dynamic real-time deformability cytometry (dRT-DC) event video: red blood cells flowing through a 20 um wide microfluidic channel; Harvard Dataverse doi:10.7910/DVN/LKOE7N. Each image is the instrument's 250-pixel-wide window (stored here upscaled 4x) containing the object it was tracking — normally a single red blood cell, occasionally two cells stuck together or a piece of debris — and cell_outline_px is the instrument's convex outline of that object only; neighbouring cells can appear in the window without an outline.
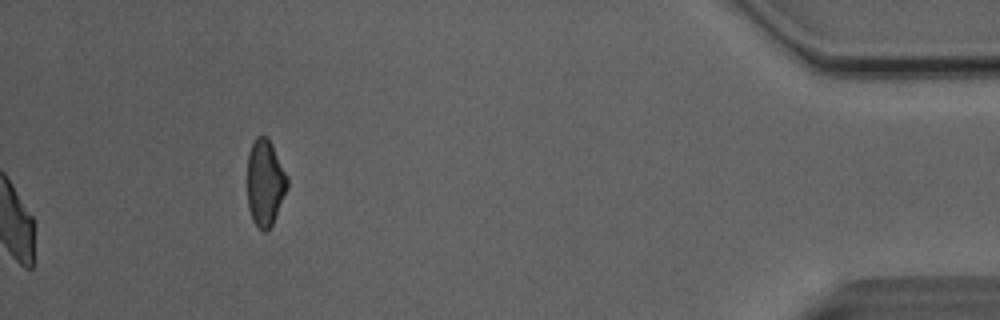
{"species": "Egyptian fruit bat (a non-hibernating species)", "species_latin": "Rousettus aegyptiacus", "temperature_condition": "room temperature", "stored_images_in_passage": 50, "camera_frame_rate_fps": 3000, "um_per_image_px": 0.085, "animal": {"sex": "male"}, "frame": {"image": 1, "passage_image": 50, "time_ms": 16.333, "image_size_px": [1000, 320], "cell_outline_px": [[288, 188], [272, 224], [264, 232], [252, 220], [248, 208], [248, 152], [256, 136], [264, 136], [272, 144], [288, 176]], "centroid_in_image_um": [22.54, 15.52], "position_along_channel_um": 412.7, "area_um2": 20.0}, "authors_computed_cell_mechanics": {"area_um2": 23.3512, "velocity_mm_per_s": 4.0851, "shape_relaxation_time_tau1_ms": null, "shape_relaxation_time_tau2_ms": 2.1011, "deformation_change_tau1": null, "deformation_change_tau2": 0.0991}}